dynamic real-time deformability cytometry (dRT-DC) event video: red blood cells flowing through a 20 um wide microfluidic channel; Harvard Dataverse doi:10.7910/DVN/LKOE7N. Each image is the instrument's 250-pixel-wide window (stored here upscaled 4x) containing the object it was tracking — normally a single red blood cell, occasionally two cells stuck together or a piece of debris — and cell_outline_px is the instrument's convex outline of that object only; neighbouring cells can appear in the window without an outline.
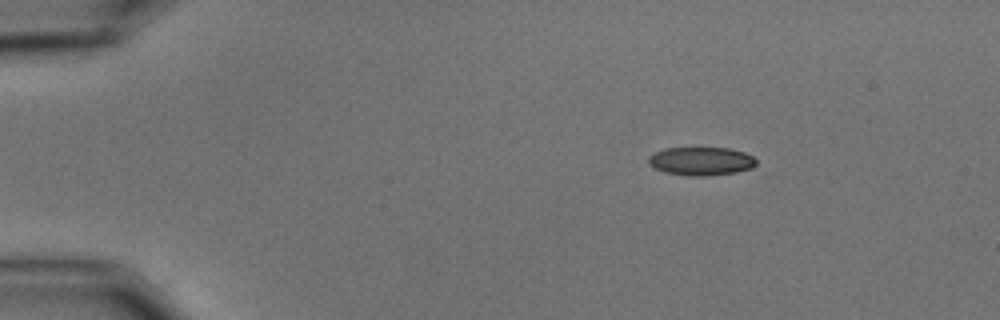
{"species": "common noctule bat (a hibernating species)", "species_latin": "Nyctalus noctula", "temperature_condition": "cold", "stored_images_in_passage": 24, "camera_frame_rate_fps": 3000, "um_per_image_px": 0.085, "animal": {"sex": "male", "body_mass_g": 15.6}, "frame": {"image": 1, "passage_image": 1, "time_ms": 0.0, "image_size_px": [1000, 320], "cell_outline_px": [[756, 164], [752, 168], [736, 172], [708, 176], [692, 176], [664, 172], [648, 164], [648, 156], [652, 152], [664, 148], [728, 148], [744, 152], [752, 156], [756, 160]], "centroid_in_image_um": [59.57, 13.69], "position_along_channel_um": 25.4, "area_um2": 17.92}}
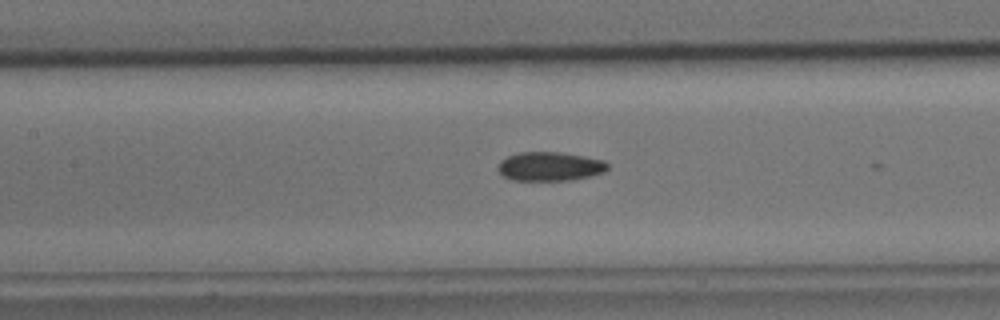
{"frame": {"image": 2, "passage_image": 19, "time_ms": 6.0, "image_size_px": [1000, 320], "cell_outline_px": [[608, 168], [604, 172], [572, 180], [512, 180], [504, 176], [496, 168], [500, 160], [508, 156], [520, 152], [560, 152], [604, 160], [608, 164]], "centroid_in_image_um": [46.71, 14.14], "position_along_channel_um": 160.7, "area_um2": 18.44}}
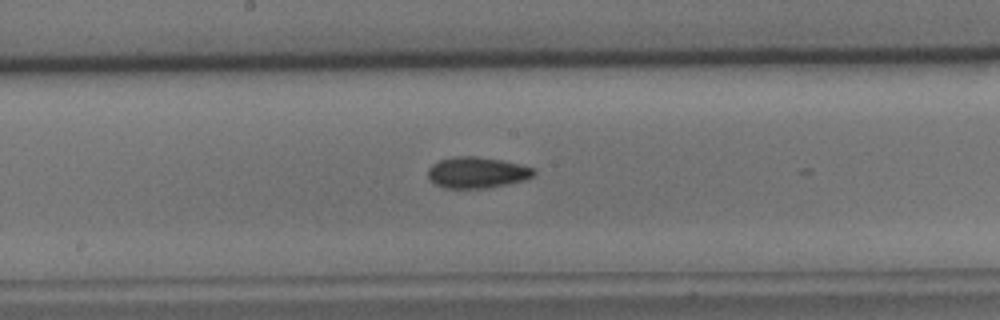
{"frame": {"image": 3, "passage_image": 23, "time_ms": 7.333, "image_size_px": [1000, 320], "cell_outline_px": [[536, 172], [528, 180], [484, 188], [444, 188], [436, 184], [428, 176], [428, 168], [432, 164], [440, 160], [452, 156], [476, 156], [500, 160], [520, 164], [532, 168]], "centroid_in_image_um": [40.54, 14.66], "position_along_channel_um": 207.7, "area_um2": 19.13}}